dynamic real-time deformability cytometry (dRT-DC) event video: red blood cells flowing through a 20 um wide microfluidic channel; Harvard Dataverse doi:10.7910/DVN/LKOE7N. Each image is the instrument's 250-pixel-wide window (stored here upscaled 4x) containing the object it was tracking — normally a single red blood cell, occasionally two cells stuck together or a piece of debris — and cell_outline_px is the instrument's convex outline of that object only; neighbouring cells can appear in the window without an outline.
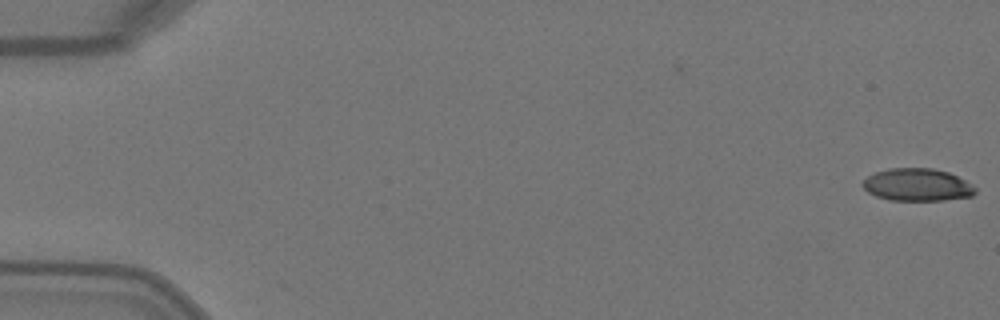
{"species": "Egyptian fruit bat (a non-hibernating species)", "species_latin": "Rousettus aegyptiacus", "temperature_condition": "warm", "stored_images_in_passage": 50, "camera_frame_rate_fps": 3000, "um_per_image_px": 0.085, "animal": {"sex": "female"}, "frame": {"image": 1, "passage_image": 1, "time_ms": 0.0, "image_size_px": [1000, 320], "cell_outline_px": [[976, 192], [972, 196], [944, 200], [888, 200], [876, 196], [868, 192], [860, 184], [868, 176], [876, 172], [888, 168], [932, 168], [948, 172], [972, 184], [976, 188]], "centroid_in_image_um": [77.96, 15.71], "position_along_channel_um": 7.0, "area_um2": 21.33}}
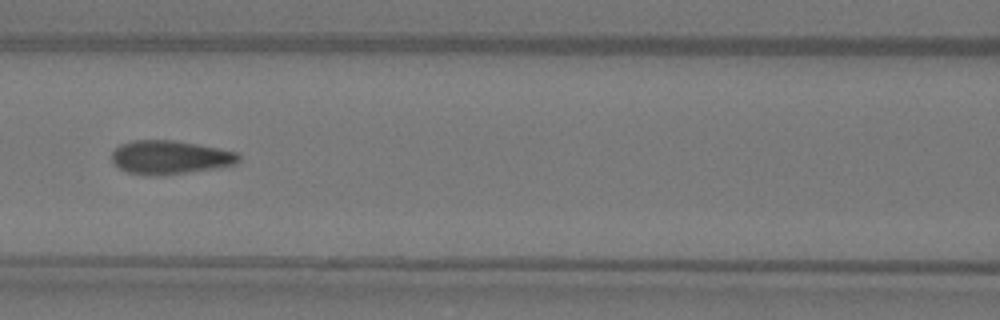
{"frame": {"image": 2, "passage_image": 23, "time_ms": 7.333, "image_size_px": [1000, 320], "cell_outline_px": [[240, 160], [236, 164], [216, 168], [184, 172], [128, 172], [120, 168], [112, 160], [112, 152], [120, 144], [132, 140], [176, 140], [236, 152], [240, 156]], "centroid_in_image_um": [14.48, 13.31], "position_along_channel_um": 152.1, "area_um2": 23.76}}
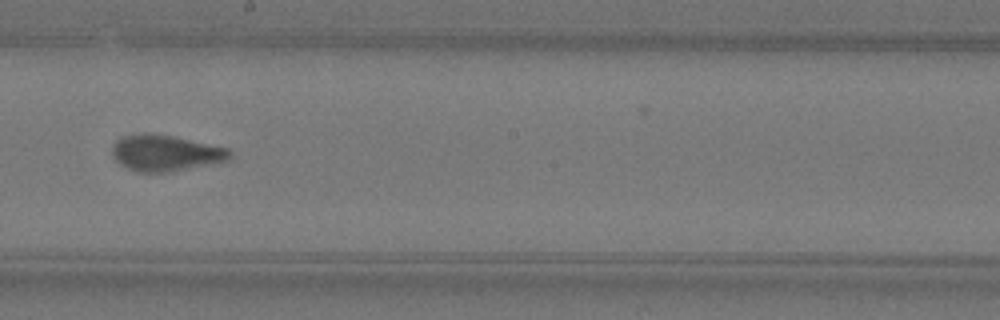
{"frame": {"image": 3, "passage_image": 29, "time_ms": 9.333, "image_size_px": [1000, 320], "cell_outline_px": [[232, 156], [228, 160], [168, 172], [136, 172], [120, 164], [116, 160], [112, 152], [112, 144], [116, 140], [124, 136], [144, 132], [148, 132], [172, 136], [228, 148], [232, 152]], "centroid_in_image_um": [14.03, 12.99], "position_along_channel_um": 234.2, "area_um2": 24.62}, "authors_computed_cell_mechanics": {"area_um2": 24.1315, "velocity_mm_per_s": 4.1161, "shape_relaxation_time_tau1_ms": 5.6787, "shape_relaxation_time_tau2_ms": 0.7366, "deformation_change_tau1": 0.214, "deformation_change_tau2": 0.0644}}